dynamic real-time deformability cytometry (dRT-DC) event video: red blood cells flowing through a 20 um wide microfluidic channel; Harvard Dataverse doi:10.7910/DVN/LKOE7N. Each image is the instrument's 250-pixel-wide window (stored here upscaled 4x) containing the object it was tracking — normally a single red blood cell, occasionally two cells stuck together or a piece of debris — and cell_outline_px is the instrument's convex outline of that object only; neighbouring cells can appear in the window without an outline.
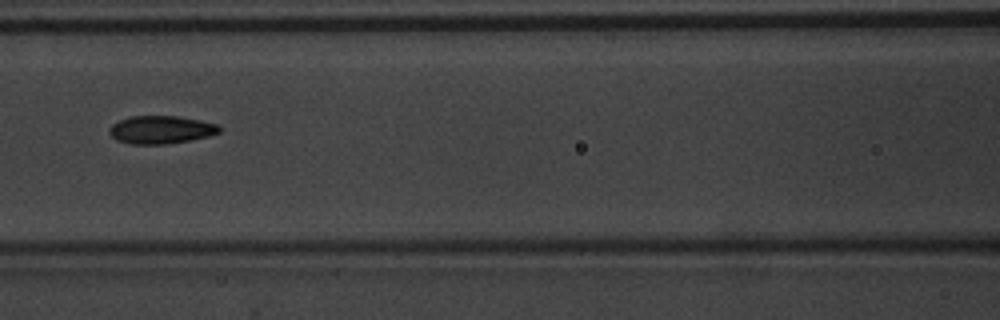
{"species": "common noctule bat (a hibernating species)", "species_latin": "Nyctalus noctula", "temperature_condition": "warm", "stored_images_in_passage": 7, "camera_frame_rate_fps": 3000, "um_per_image_px": 0.085, "animal": {"sex": "male", "body_mass_g": 20.1, "forearm_length_mm": 53.5}, "frame": {"image": 1, "passage_image": 7, "time_ms": 2.0, "image_size_px": [1000, 320], "cell_outline_px": [[220, 132], [208, 136], [188, 140], [164, 144], [128, 144], [116, 140], [108, 132], [108, 128], [112, 124], [128, 116], [176, 116], [200, 120], [216, 124], [220, 128]], "centroid_in_image_um": [13.62, 11.02], "position_along_channel_um": 153.0, "area_um2": 17.86}}